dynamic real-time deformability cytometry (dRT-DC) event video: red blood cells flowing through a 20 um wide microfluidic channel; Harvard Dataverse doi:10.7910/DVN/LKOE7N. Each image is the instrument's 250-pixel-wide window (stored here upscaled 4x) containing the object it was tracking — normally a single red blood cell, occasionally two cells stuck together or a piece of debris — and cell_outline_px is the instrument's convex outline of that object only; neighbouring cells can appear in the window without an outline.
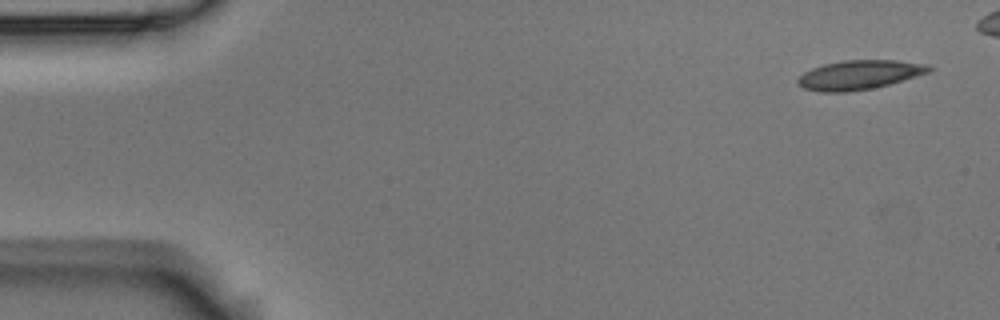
{"species": "Egyptian fruit bat (a non-hibernating species)", "species_latin": "Rousettus aegyptiacus", "temperature_condition": "room temperature", "stored_images_in_passage": 9, "camera_frame_rate_fps": 3000, "um_per_image_px": 0.085, "animal": {"sex": "male"}, "frame": {"image": 1, "passage_image": 1, "time_ms": 0.0, "image_size_px": [1000, 320], "cell_outline_px": [[932, 68], [928, 72], [916, 76], [888, 84], [872, 88], [848, 92], [820, 92], [804, 88], [796, 84], [796, 80], [804, 72], [812, 68], [824, 64], [844, 60], [896, 60], [928, 64]], "centroid_in_image_um": [73.0, 6.36], "position_along_channel_um": 12.0, "area_um2": 22.25}}
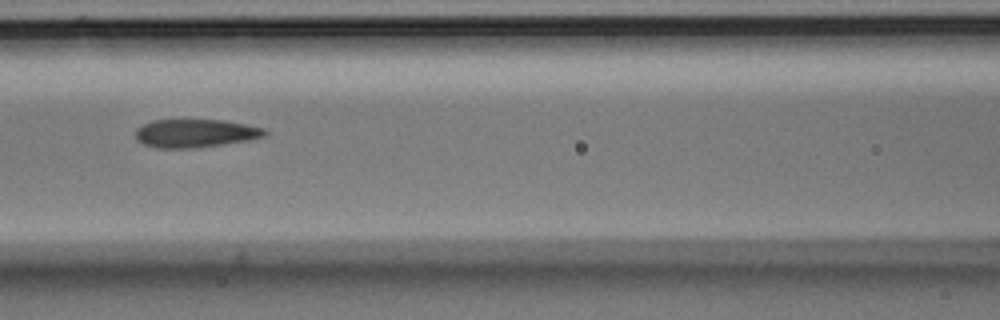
{"frame": {"image": 2, "passage_image": 7, "time_ms": 2.0, "image_size_px": [1000, 320], "cell_outline_px": [[268, 132], [264, 136], [252, 140], [200, 148], [156, 148], [144, 144], [136, 136], [136, 128], [152, 120], [224, 120], [264, 128]], "centroid_in_image_um": [16.64, 11.34], "position_along_channel_um": 150.0, "area_um2": 21.39}}
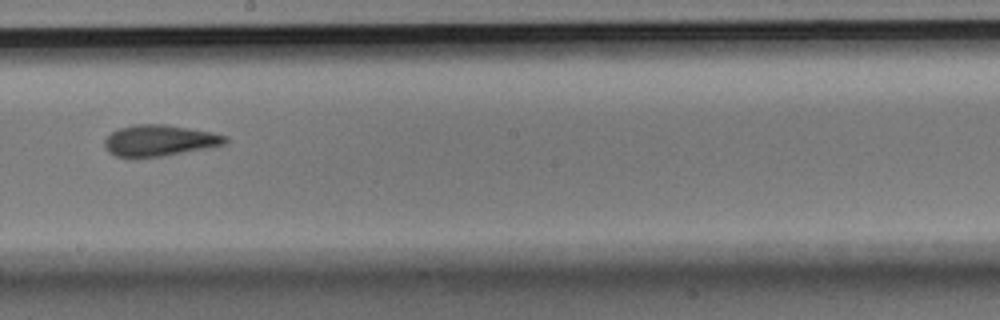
{"frame": {"image": 3, "passage_image": 9, "time_ms": 2.667, "image_size_px": [1000, 320], "cell_outline_px": [[228, 144], [160, 156], [116, 156], [108, 152], [104, 144], [104, 140], [112, 132], [120, 128], [132, 124], [168, 124], [212, 132], [228, 136]], "centroid_in_image_um": [13.59, 11.91], "position_along_channel_um": 234.6, "area_um2": 21.73}}